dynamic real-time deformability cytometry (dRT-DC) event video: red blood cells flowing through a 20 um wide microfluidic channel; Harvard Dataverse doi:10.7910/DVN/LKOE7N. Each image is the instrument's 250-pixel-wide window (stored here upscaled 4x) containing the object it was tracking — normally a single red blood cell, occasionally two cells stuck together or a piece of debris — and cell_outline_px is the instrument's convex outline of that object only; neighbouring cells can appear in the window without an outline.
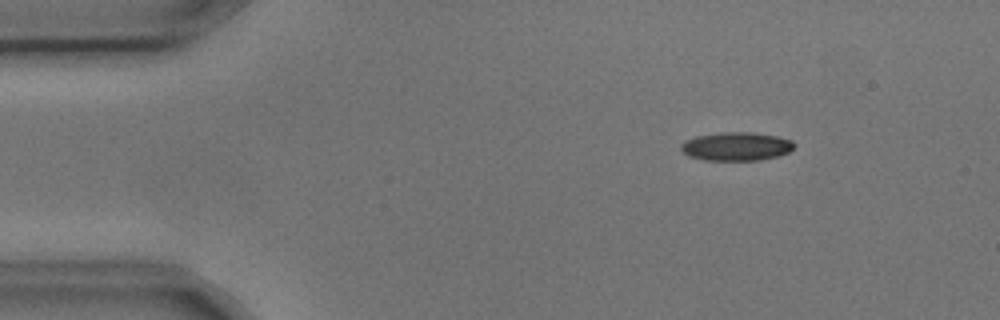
{"species": "common noctule bat (a hibernating species)", "species_latin": "Nyctalus noctula", "temperature_condition": "cold", "stored_images_in_passage": 4, "camera_frame_rate_fps": 3000, "um_per_image_px": 0.085, "animal": {"sex": "male", "body_mass_g": 17.9, "forearm_length_mm": 54.2}, "frame": {"image": 1, "passage_image": 2, "time_ms": 0.333, "image_size_px": [1000, 320], "cell_outline_px": [[796, 144], [788, 152], [780, 156], [760, 160], [704, 160], [688, 156], [680, 148], [680, 144], [684, 140], [696, 136], [720, 132], [752, 132], [776, 136], [792, 140]], "centroid_in_image_um": [62.58, 12.44], "position_along_channel_um": 22.4, "area_um2": 18.96}}
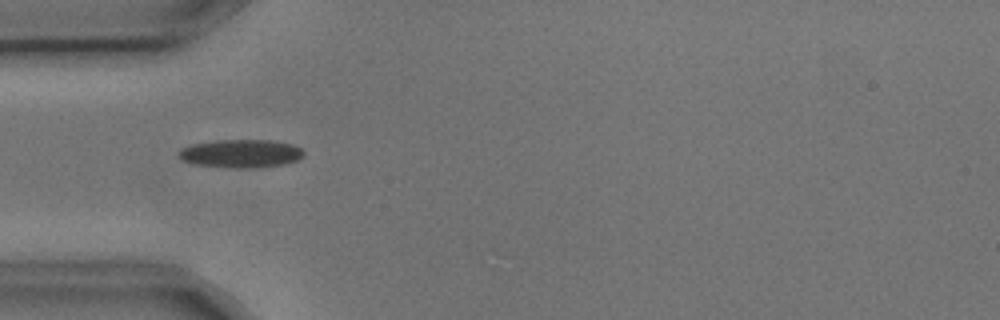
{"frame": {"image": 2, "passage_image": 4, "time_ms": 1.0, "image_size_px": [1000, 320], "cell_outline_px": [[304, 156], [296, 160], [284, 164], [252, 168], [236, 168], [196, 164], [180, 160], [180, 148], [192, 144], [216, 140], [272, 140], [292, 144], [300, 148], [304, 152]], "centroid_in_image_um": [20.48, 13.04], "position_along_channel_um": 64.5, "area_um2": 20.46}}